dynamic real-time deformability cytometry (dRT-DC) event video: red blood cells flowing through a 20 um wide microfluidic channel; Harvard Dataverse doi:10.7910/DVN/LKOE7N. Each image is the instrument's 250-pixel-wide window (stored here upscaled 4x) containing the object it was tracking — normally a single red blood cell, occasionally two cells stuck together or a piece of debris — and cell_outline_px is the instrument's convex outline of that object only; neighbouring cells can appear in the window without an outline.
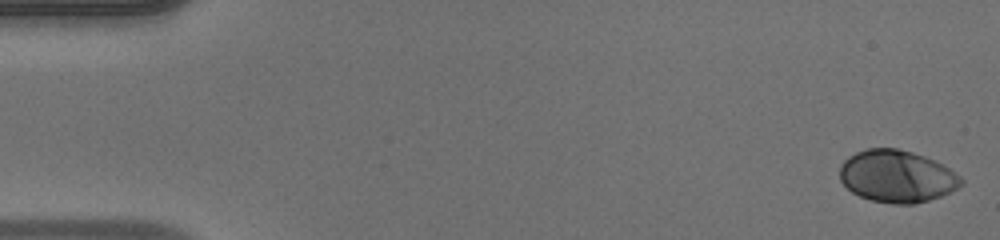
{"species": "human", "species_latin": "Homo sapiens", "temperature_condition": "warm", "stored_images_in_passage": 49, "camera_frame_rate_fps": 3000, "um_per_image_px": 0.085, "donor": {"sex": "male"}, "frame": {"image": 1, "passage_image": 1, "time_ms": 0.0, "image_size_px": [1000, 240], "cell_outline_px": [[964, 184], [940, 196], [928, 200], [912, 204], [892, 204], [872, 200], [860, 196], [852, 192], [840, 180], [840, 164], [848, 156], [856, 152], [868, 148], [896, 148], [912, 152], [924, 156], [948, 168], [960, 176], [964, 180]], "centroid_in_image_um": [76.21, 14.98], "position_along_channel_um": 8.8, "area_um2": 36.7}}
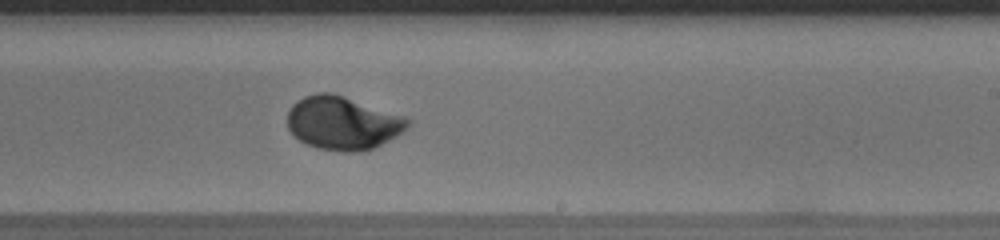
{"frame": {"image": 2, "passage_image": 30, "time_ms": 9.667, "image_size_px": [1000, 240], "cell_outline_px": [[412, 120], [404, 132], [372, 148], [360, 152], [340, 152], [316, 148], [292, 136], [288, 128], [288, 112], [292, 104], [296, 100], [304, 96], [316, 92], [332, 92], [344, 96]], "centroid_in_image_um": [29.08, 10.46], "position_along_channel_um": 259.9, "area_um2": 37.34}}
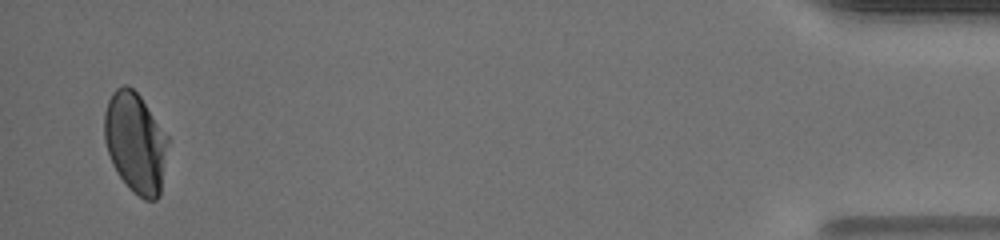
{"frame": {"image": 3, "passage_image": 48, "time_ms": 15.667, "image_size_px": [1000, 240], "cell_outline_px": [[168, 140], [160, 196], [156, 200], [144, 200], [132, 192], [128, 188], [112, 164], [104, 140], [104, 112], [108, 100], [112, 92], [116, 88], [124, 84], [128, 84], [140, 96], [168, 136]], "centroid_in_image_um": [11.5, 12.13], "position_along_channel_um": 423.7, "area_um2": 37.28}, "authors_computed_cell_mechanics": {"area_um2": 36.6452, "velocity_mm_per_s": 4.1316, "shape_relaxation_time_tau1_ms": 3.4619, "shape_relaxation_time_tau2_ms": null, "deformation_change_tau1": 0.1624, "deformation_change_tau2": null}}